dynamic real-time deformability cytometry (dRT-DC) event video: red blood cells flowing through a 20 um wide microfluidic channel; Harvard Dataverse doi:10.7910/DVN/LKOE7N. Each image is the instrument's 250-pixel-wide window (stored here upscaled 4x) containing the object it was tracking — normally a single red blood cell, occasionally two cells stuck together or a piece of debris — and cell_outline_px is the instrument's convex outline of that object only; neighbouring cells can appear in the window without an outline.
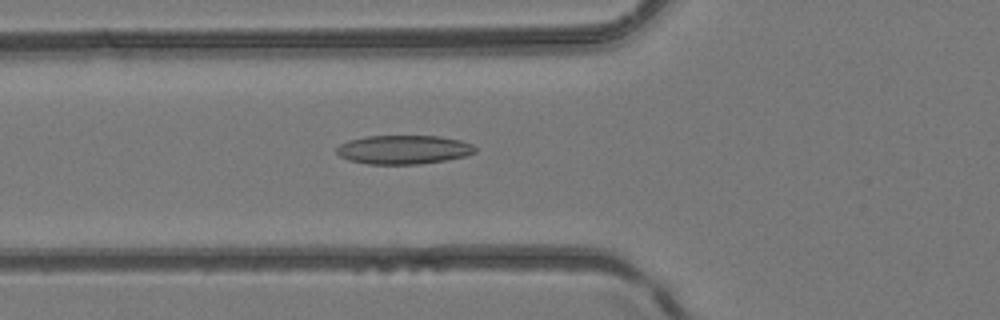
{"species": "common noctule bat (a hibernating species)", "species_latin": "Nyctalus noctula", "temperature_condition": "room temperature", "stored_images_in_passage": 45, "camera_frame_rate_fps": 3000, "um_per_image_px": 0.085, "animal": {"sex": "female", "body_mass_g": 24.6, "forearm_length_mm": 56.2}, "frame": {"image": 1, "passage_image": 15, "time_ms": 4.667, "image_size_px": [1000, 320], "cell_outline_px": [[476, 152], [464, 156], [444, 160], [420, 164], [368, 164], [348, 160], [340, 156], [336, 152], [336, 148], [340, 144], [348, 140], [368, 136], [440, 136], [460, 140], [472, 144], [476, 148]], "centroid_in_image_um": [34.29, 12.71], "position_along_channel_um": 91.5, "area_um2": 23.29}}
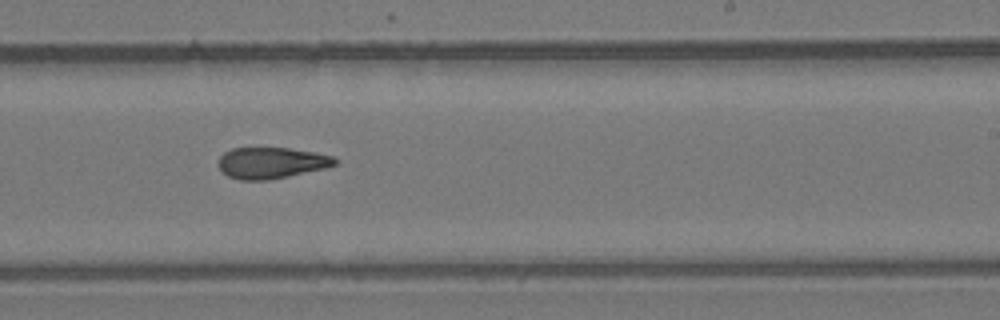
{"frame": {"image": 2, "passage_image": 27, "time_ms": 8.667, "image_size_px": [1000, 320], "cell_outline_px": [[340, 160], [336, 164], [324, 168], [288, 176], [268, 180], [240, 180], [228, 176], [216, 164], [220, 156], [224, 152], [232, 148], [288, 148], [316, 152], [332, 156]], "centroid_in_image_um": [23.05, 13.84], "position_along_channel_um": 265.9, "area_um2": 21.21}}
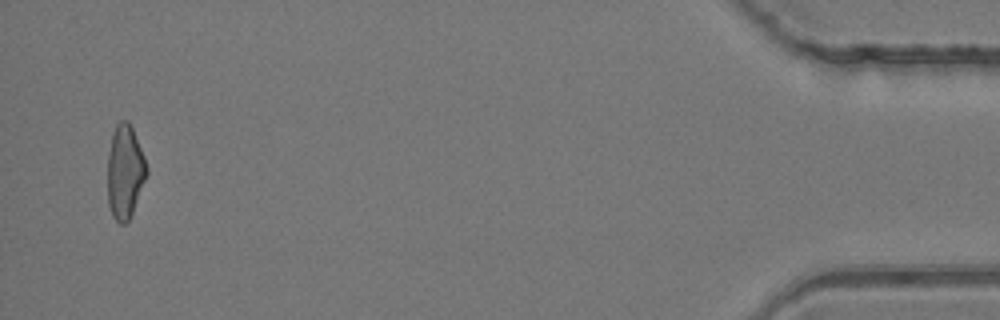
{"frame": {"image": 3, "passage_image": 44, "time_ms": 14.333, "image_size_px": [1000, 320], "cell_outline_px": [[148, 172], [132, 212], [128, 220], [124, 224], [120, 224], [112, 216], [108, 204], [108, 156], [112, 132], [116, 124], [120, 120], [128, 120], [132, 128], [144, 156], [148, 168]], "centroid_in_image_um": [10.61, 14.58], "position_along_channel_um": 424.6, "area_um2": 21.21}}